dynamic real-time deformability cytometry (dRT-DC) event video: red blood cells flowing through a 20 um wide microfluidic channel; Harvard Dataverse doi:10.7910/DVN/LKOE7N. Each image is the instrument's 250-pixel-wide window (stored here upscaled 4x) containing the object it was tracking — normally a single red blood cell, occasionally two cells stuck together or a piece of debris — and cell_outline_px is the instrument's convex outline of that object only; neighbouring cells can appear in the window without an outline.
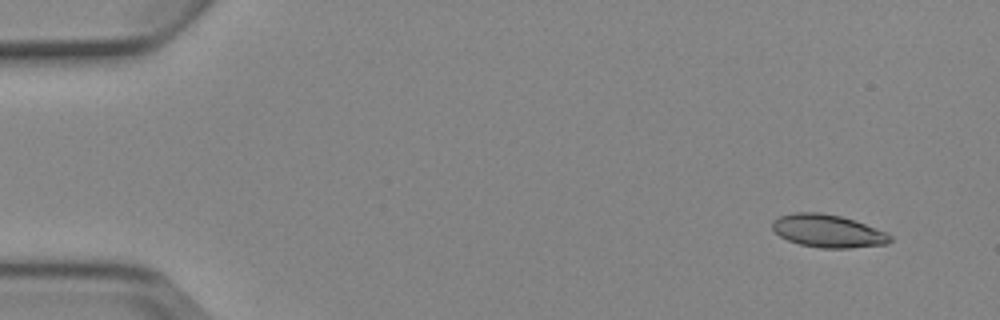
{"species": "Egyptian fruit bat (a non-hibernating species)", "species_latin": "Rousettus aegyptiacus", "temperature_condition": "cold", "stored_images_in_passage": 5, "camera_frame_rate_fps": 3000, "um_per_image_px": 0.085, "animal": {"sex": "female"}, "frame": {"image": 1, "passage_image": 1, "time_ms": 0.0, "image_size_px": [1000, 320], "cell_outline_px": [[892, 240], [888, 244], [848, 248], [820, 248], [800, 244], [788, 240], [780, 236], [772, 228], [772, 220], [780, 216], [792, 212], [820, 212], [840, 216], [888, 232], [892, 236]], "centroid_in_image_um": [70.37, 19.63], "position_along_channel_um": 14.6, "area_um2": 22.54}}
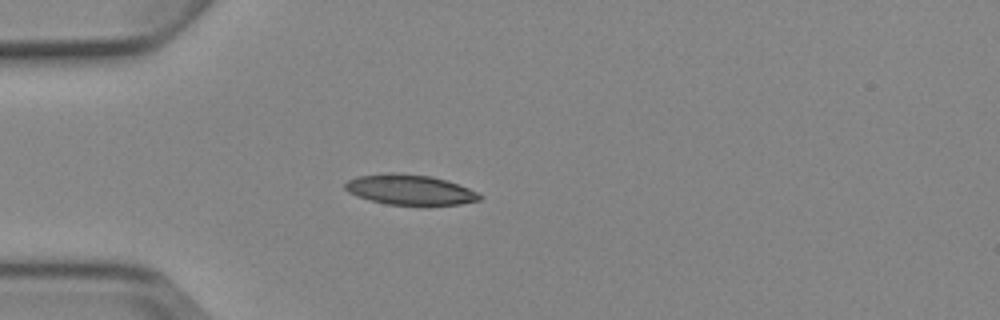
{"frame": {"image": 2, "passage_image": 4, "time_ms": 3.667, "image_size_px": [1000, 320], "cell_outline_px": [[480, 200], [460, 204], [424, 208], [384, 204], [356, 196], [348, 192], [344, 188], [344, 184], [348, 180], [360, 176], [388, 172], [400, 172], [432, 176], [448, 180], [468, 188], [476, 192], [480, 196]], "centroid_in_image_um": [34.85, 16.16], "position_along_channel_um": 50.2, "area_um2": 24.68}}